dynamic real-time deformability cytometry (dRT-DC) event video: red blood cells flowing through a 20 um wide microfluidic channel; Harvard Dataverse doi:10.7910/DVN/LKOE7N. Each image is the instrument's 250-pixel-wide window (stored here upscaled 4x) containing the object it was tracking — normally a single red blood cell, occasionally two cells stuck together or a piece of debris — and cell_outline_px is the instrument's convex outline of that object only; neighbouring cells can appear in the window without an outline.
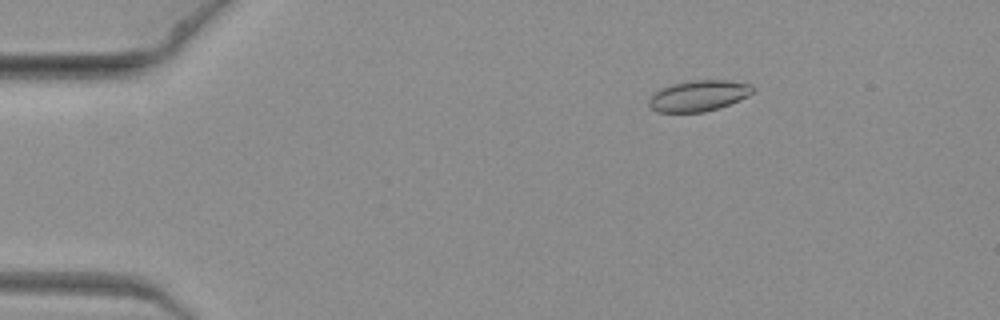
{"species": "common noctule bat (a hibernating species)", "species_latin": "Nyctalus noctula", "temperature_condition": "warm", "stored_images_in_passage": 8, "camera_frame_rate_fps": 3000, "um_per_image_px": 0.085, "animal": {"sex": "female", "body_mass_g": 19.3, "forearm_length_mm": 54.1}, "frame": {"image": 1, "passage_image": 4, "time_ms": 1.0, "image_size_px": [1000, 320], "cell_outline_px": [[756, 88], [748, 96], [720, 108], [704, 112], [656, 112], [648, 104], [648, 96], [660, 88], [672, 84], [692, 80], [728, 80], [752, 84]], "centroid_in_image_um": [59.37, 8.13], "position_along_channel_um": 25.6, "area_um2": 18.96}}
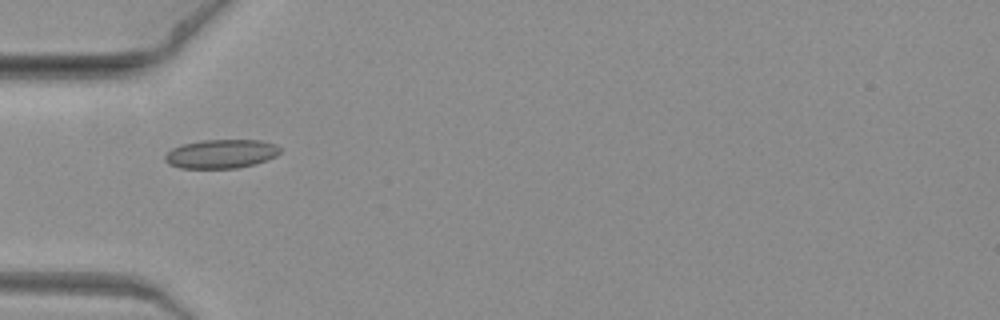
{"frame": {"image": 2, "passage_image": 7, "time_ms": 2.0, "image_size_px": [1000, 320], "cell_outline_px": [[280, 152], [276, 156], [252, 164], [236, 168], [180, 168], [168, 164], [164, 160], [164, 156], [172, 148], [184, 144], [204, 140], [260, 140], [276, 144], [280, 148]], "centroid_in_image_um": [18.77, 13.07], "position_along_channel_um": 66.2, "area_um2": 19.19}}
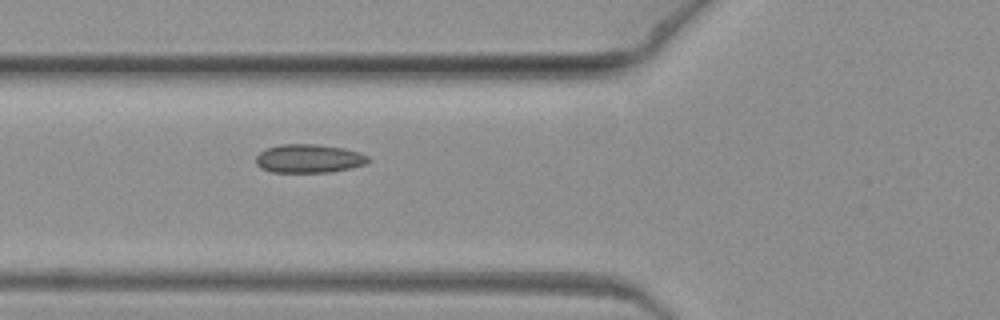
{"frame": {"image": 3, "passage_image": 8, "time_ms": 2.333, "image_size_px": [1000, 320], "cell_outline_px": [[372, 160], [364, 164], [332, 172], [272, 172], [260, 168], [256, 164], [256, 156], [260, 152], [268, 148], [280, 144], [316, 144], [344, 148], [360, 152], [368, 156]], "centroid_in_image_um": [26.26, 13.47], "position_along_channel_um": 99.5, "area_um2": 18.73}}